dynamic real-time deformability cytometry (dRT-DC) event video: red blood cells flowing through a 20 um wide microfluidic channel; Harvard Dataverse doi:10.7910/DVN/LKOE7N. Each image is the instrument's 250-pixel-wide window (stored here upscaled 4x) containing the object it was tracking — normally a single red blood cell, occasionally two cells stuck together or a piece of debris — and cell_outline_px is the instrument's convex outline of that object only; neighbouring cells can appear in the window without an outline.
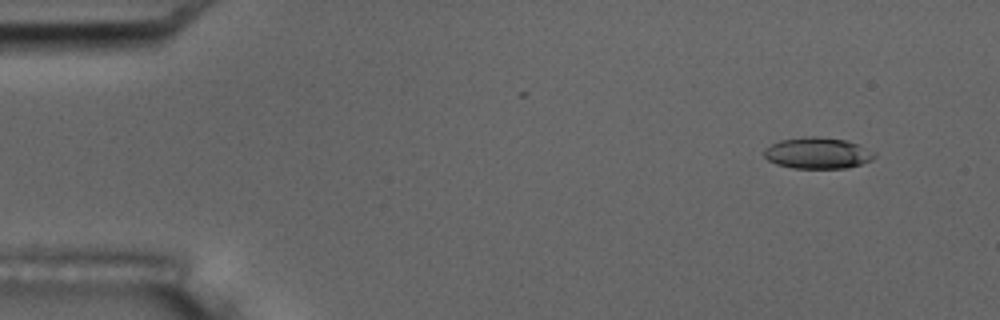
{"species": "common noctule bat (a hibernating species)", "species_latin": "Nyctalus noctula", "temperature_condition": "room temperature", "stored_images_in_passage": 6, "camera_frame_rate_fps": 3000, "um_per_image_px": 0.085, "animal": {"sex": "male", "body_mass_g": 17.5, "forearm_length_mm": 52.3}, "frame": {"image": 1, "passage_image": 2, "time_ms": 0.333, "image_size_px": [1000, 320], "cell_outline_px": [[876, 156], [872, 160], [860, 164], [844, 168], [792, 168], [776, 164], [768, 160], [764, 156], [764, 148], [780, 140], [808, 136], [816, 136], [844, 140], [856, 144], [876, 152]], "centroid_in_image_um": [69.48, 13.01], "position_along_channel_um": 15.5, "area_um2": 20.0}}